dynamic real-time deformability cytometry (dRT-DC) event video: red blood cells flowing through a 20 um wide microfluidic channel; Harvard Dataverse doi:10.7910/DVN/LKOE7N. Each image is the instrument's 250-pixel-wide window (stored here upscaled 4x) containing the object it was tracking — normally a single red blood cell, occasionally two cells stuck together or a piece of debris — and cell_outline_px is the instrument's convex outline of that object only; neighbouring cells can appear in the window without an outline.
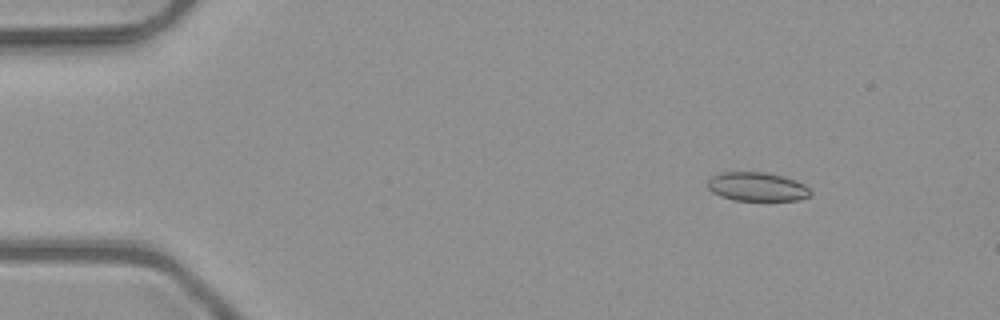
{"species": "common noctule bat (a hibernating species)", "species_latin": "Nyctalus noctula", "temperature_condition": "room temperature", "stored_images_in_passage": 4, "camera_frame_rate_fps": 3000, "um_per_image_px": 0.085, "animal": {"sex": "male", "body_mass_g": 23.1, "forearm_length_mm": 52.7}, "frame": {"image": 1, "passage_image": 1, "time_ms": 0.0, "image_size_px": [1000, 320], "cell_outline_px": [[812, 192], [808, 196], [796, 200], [732, 200], [720, 196], [712, 192], [708, 188], [708, 180], [712, 176], [720, 172], [768, 172], [784, 176], [796, 180], [804, 184]], "centroid_in_image_um": [64.33, 15.86], "position_along_channel_um": 20.7, "area_um2": 17.34}}